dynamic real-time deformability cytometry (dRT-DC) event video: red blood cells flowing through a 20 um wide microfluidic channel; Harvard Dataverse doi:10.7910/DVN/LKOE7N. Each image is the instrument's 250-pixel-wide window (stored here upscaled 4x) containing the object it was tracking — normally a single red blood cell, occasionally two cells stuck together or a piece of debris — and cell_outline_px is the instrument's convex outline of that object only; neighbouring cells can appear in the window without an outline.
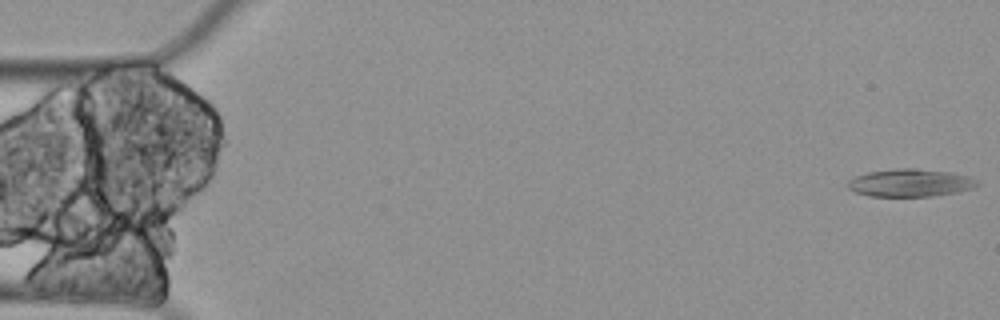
{"species": "Egyptian fruit bat (a non-hibernating species)", "species_latin": "Rousettus aegyptiacus", "temperature_condition": "cold", "stored_images_in_passage": 4, "camera_frame_rate_fps": 3000, "um_per_image_px": 0.085, "animal": {"sex": "female"}, "frame": {"image": 1, "passage_image": 1, "time_ms": 0.0, "image_size_px": [1000, 320], "cell_outline_px": [[980, 184], [972, 188], [956, 192], [932, 196], [868, 196], [856, 192], [848, 188], [848, 180], [856, 176], [868, 172], [896, 168], [916, 168], [952, 172], [968, 176], [976, 180]], "centroid_in_image_um": [77.37, 15.53], "position_along_channel_um": 7.6, "area_um2": 20.87}}